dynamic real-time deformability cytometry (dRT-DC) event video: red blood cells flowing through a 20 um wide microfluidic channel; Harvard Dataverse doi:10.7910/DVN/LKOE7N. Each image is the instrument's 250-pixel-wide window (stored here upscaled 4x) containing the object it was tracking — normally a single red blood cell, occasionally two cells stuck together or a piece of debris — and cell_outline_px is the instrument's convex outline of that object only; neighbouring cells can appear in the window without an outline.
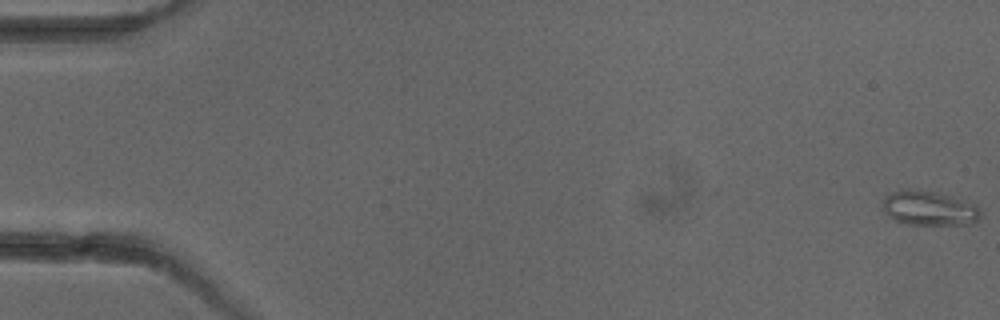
{"species": "common noctule bat (a hibernating species)", "species_latin": "Nyctalus noctula", "temperature_condition": "cold", "stored_images_in_passage": 5, "camera_frame_rate_fps": 3000, "um_per_image_px": 0.085, "animal": {"sex": "female"}, "frame": {"image": 1, "passage_image": 1, "time_ms": 0.0, "image_size_px": [1000, 320], "cell_outline_px": [[980, 220], [968, 224], [908, 224], [896, 220], [888, 216], [880, 208], [884, 196], [892, 192], [908, 188], [932, 192], [948, 196], [976, 204], [980, 212]], "centroid_in_image_um": [78.92, 17.7], "position_along_channel_um": 6.1, "area_um2": 19.59}}
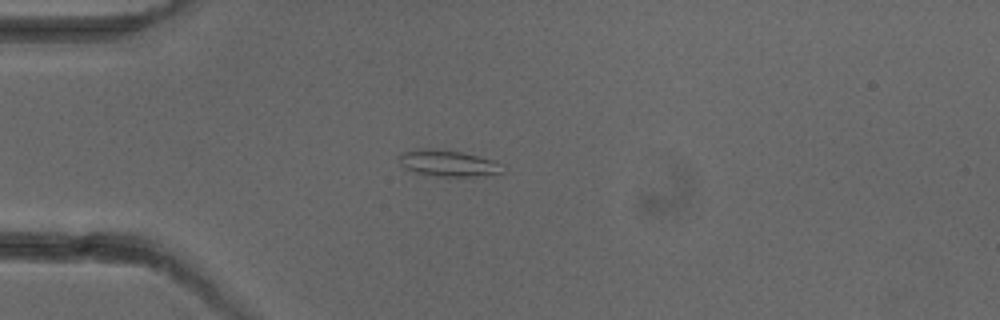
{"frame": {"image": 2, "passage_image": 5, "time_ms": 4.667, "image_size_px": [1000, 320], "cell_outline_px": [[504, 172], [476, 176], [436, 176], [416, 172], [404, 168], [400, 164], [396, 156], [400, 152], [416, 148], [444, 148], [492, 160], [504, 164]], "centroid_in_image_um": [38.02, 13.85], "position_along_channel_um": 47.0, "area_um2": 16.18}}